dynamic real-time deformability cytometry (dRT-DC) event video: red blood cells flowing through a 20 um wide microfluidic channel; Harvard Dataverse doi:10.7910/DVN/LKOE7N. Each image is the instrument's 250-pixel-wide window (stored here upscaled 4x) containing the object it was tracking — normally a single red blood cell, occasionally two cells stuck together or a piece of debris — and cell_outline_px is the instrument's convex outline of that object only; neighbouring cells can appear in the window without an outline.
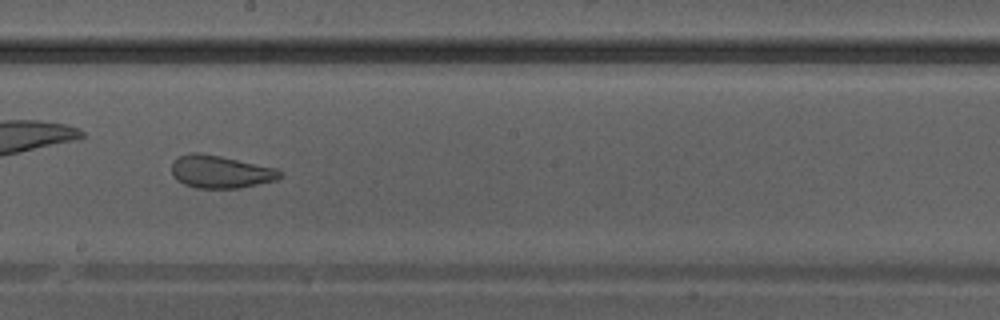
{"species": "Egyptian fruit bat (a non-hibernating species)", "species_latin": "Rousettus aegyptiacus", "temperature_condition": "warm", "stored_images_in_passage": 40, "camera_frame_rate_fps": 3000, "um_per_image_px": 0.085, "animal": {"sex": "male"}, "frame": {"image": 1, "passage_image": 23, "time_ms": 7.333, "image_size_px": [1000, 320], "cell_outline_px": [[284, 176], [276, 180], [240, 188], [196, 188], [184, 184], [172, 176], [172, 160], [188, 152], [200, 152], [220, 156], [276, 168]], "centroid_in_image_um": [18.72, 14.6], "position_along_channel_um": 229.5, "area_um2": 20.69}}